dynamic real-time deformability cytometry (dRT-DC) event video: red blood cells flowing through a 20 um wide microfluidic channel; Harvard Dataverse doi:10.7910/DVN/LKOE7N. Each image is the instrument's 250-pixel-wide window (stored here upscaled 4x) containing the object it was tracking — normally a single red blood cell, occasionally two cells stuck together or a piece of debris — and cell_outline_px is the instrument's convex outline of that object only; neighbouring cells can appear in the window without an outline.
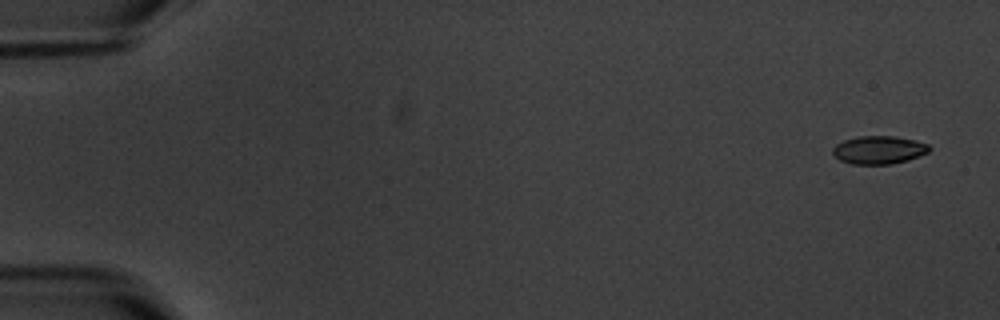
{"species": "common noctule bat (a hibernating species)", "species_latin": "Nyctalus noctula", "temperature_condition": "warm", "stored_images_in_passage": 5, "camera_frame_rate_fps": 3000, "um_per_image_px": 0.085, "animal": {"sex": "male", "body_mass_g": 20.1, "forearm_length_mm": 53.5}, "frame": {"image": 1, "passage_image": 1, "time_ms": 0.0, "image_size_px": [1000, 320], "cell_outline_px": [[932, 148], [928, 152], [908, 160], [892, 164], [852, 164], [840, 160], [832, 152], [832, 148], [836, 144], [844, 140], [860, 136], [896, 136], [928, 144]], "centroid_in_image_um": [74.7, 12.74], "position_along_channel_um": 10.3, "area_um2": 15.72}}
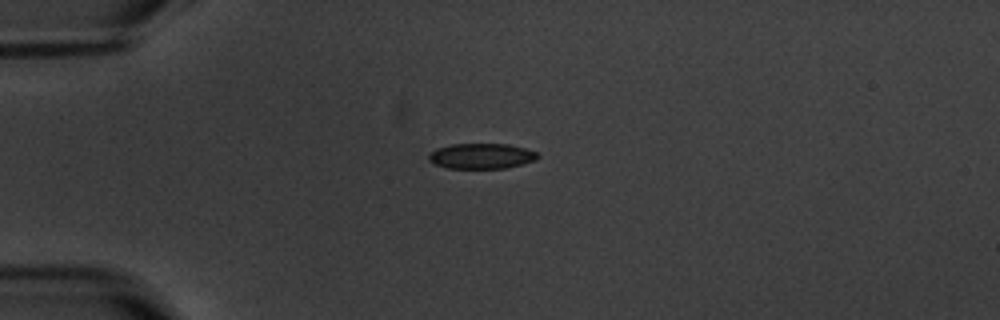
{"frame": {"image": 2, "passage_image": 4, "time_ms": 4.333, "image_size_px": [1000, 320], "cell_outline_px": [[540, 156], [536, 160], [504, 168], [448, 168], [436, 164], [428, 160], [428, 152], [436, 148], [452, 144], [508, 144], [524, 148], [536, 152]], "centroid_in_image_um": [40.89, 13.26], "position_along_channel_um": 44.1, "area_um2": 16.07}}